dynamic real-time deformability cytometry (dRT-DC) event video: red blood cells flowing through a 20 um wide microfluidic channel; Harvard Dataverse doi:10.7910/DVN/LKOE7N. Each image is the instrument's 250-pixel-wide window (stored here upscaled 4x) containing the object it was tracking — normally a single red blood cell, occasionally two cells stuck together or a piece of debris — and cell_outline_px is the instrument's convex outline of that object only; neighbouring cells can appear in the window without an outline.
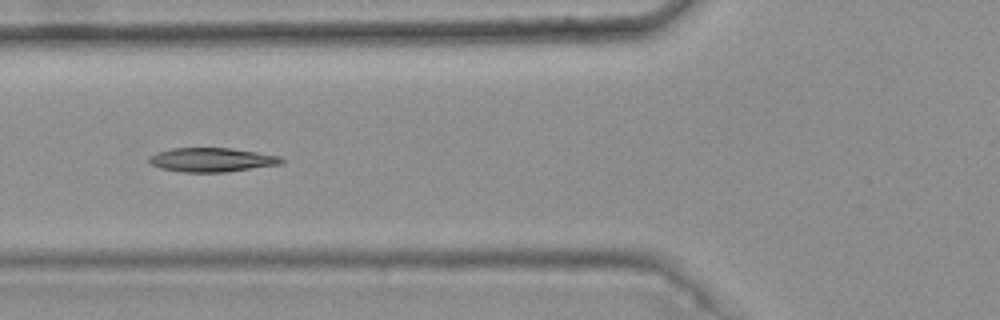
{"species": "common noctule bat (a hibernating species)", "species_latin": "Nyctalus noctula", "temperature_condition": "warm", "stored_images_in_passage": 5, "camera_frame_rate_fps": 3000, "um_per_image_px": 0.085, "animal": {"sex": "female", "body_mass_g": 25.1}, "frame": {"image": 1, "passage_image": 3, "time_ms": 0.667, "image_size_px": [1000, 320], "cell_outline_px": [[284, 160], [280, 164], [228, 172], [184, 172], [160, 168], [152, 164], [148, 160], [148, 156], [156, 152], [172, 148], [232, 148], [280, 156]], "centroid_in_image_um": [17.98, 13.58], "position_along_channel_um": 107.8, "area_um2": 18.55}}
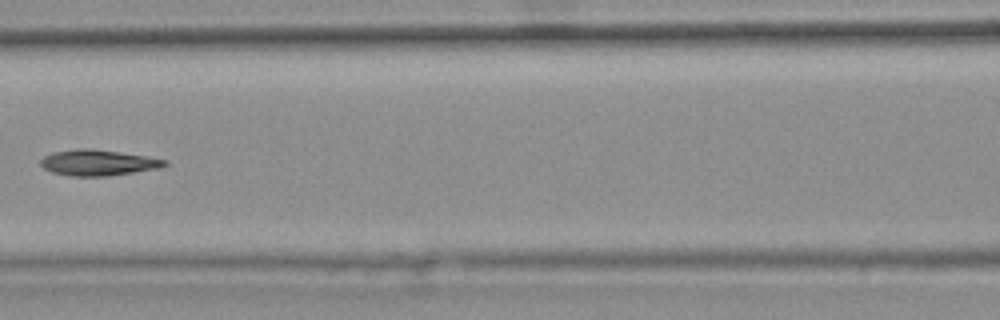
{"frame": {"image": 2, "passage_image": 4, "time_ms": 1.0, "image_size_px": [1000, 320], "cell_outline_px": [[168, 164], [160, 168], [108, 176], [72, 176], [52, 172], [44, 168], [40, 164], [40, 160], [44, 156], [52, 152], [76, 148], [92, 148], [120, 152], [168, 160]], "centroid_in_image_um": [8.32, 13.82], "position_along_channel_um": 158.3, "area_um2": 18.73}}